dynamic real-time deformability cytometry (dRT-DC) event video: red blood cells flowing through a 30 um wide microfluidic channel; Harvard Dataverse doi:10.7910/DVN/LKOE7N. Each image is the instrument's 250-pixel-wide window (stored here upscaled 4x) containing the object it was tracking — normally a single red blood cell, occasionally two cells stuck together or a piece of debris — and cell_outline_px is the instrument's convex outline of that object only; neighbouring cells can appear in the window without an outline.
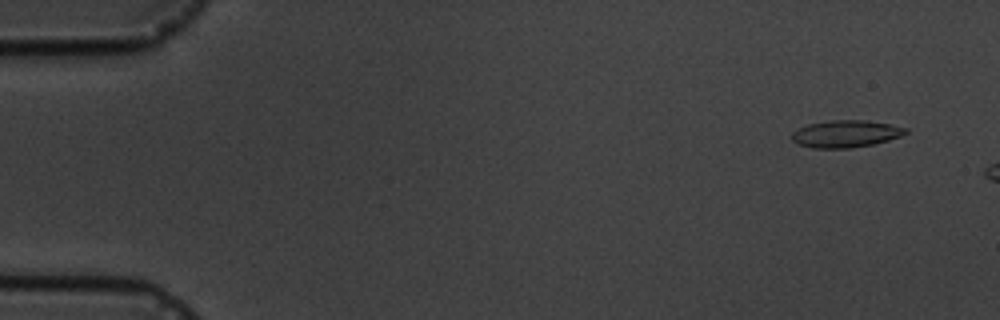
{"species": "common noctule bat (a hibernating species)", "species_latin": "Nyctalus noctula", "temperature_condition": "cold", "stored_images_in_passage": 3, "camera_frame_rate_fps": 3000, "um_per_image_px": 0.085, "animal": {"sex": "male", "body_mass_g": 19.5, "forearm_length_mm": 54.6}, "frame": {"image": 1, "passage_image": 1, "time_ms": 0.0, "image_size_px": [1000, 320], "cell_outline_px": [[908, 132], [900, 136], [888, 140], [872, 144], [852, 148], [812, 148], [796, 144], [792, 140], [792, 132], [808, 124], [832, 120], [864, 120], [888, 124], [908, 128]], "centroid_in_image_um": [71.87, 11.38], "position_along_channel_um": 13.1, "area_um2": 17.92}}